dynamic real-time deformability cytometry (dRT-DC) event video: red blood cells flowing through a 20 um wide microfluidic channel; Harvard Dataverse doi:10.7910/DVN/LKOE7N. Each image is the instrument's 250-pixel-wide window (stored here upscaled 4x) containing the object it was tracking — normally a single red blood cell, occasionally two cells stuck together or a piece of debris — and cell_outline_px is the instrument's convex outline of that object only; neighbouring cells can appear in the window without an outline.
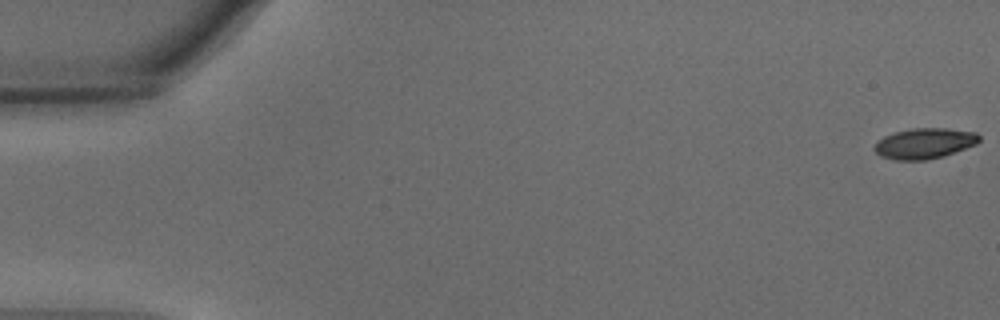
{"species": "common noctule bat (a hibernating species)", "species_latin": "Nyctalus noctula", "temperature_condition": "warm", "stored_images_in_passage": 49, "camera_frame_rate_fps": 3000, "um_per_image_px": 0.085, "animal": {"sex": "male", "body_mass_g": 15.6}, "frame": {"image": 1, "passage_image": 1, "time_ms": 0.0, "image_size_px": [1000, 320], "cell_outline_px": [[980, 140], [976, 144], [940, 156], [924, 160], [896, 160], [880, 156], [872, 148], [884, 136], [896, 132], [912, 128], [944, 128], [976, 132], [980, 136]], "centroid_in_image_um": [78.56, 12.18], "position_along_channel_um": 6.4, "area_um2": 18.32}}
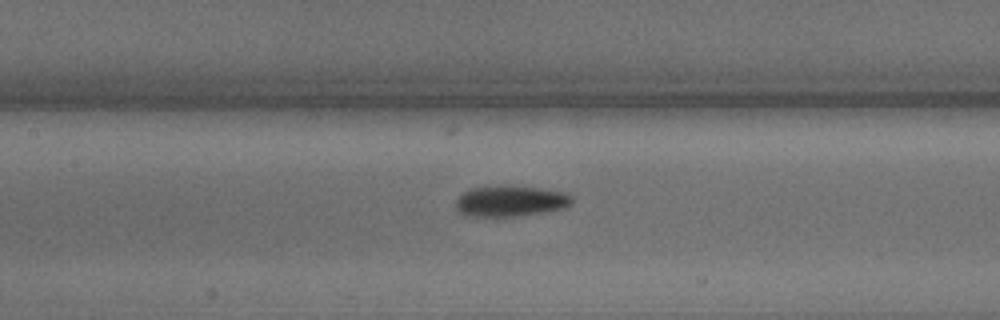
{"frame": {"image": 2, "passage_image": 26, "time_ms": 8.333, "image_size_px": [1000, 320], "cell_outline_px": [[572, 204], [564, 208], [544, 212], [516, 216], [468, 216], [460, 212], [456, 208], [456, 200], [464, 192], [472, 188], [540, 188], [568, 192], [572, 196]], "centroid_in_image_um": [43.45, 17.13], "position_along_channel_um": 163.9, "area_um2": 20.17}}
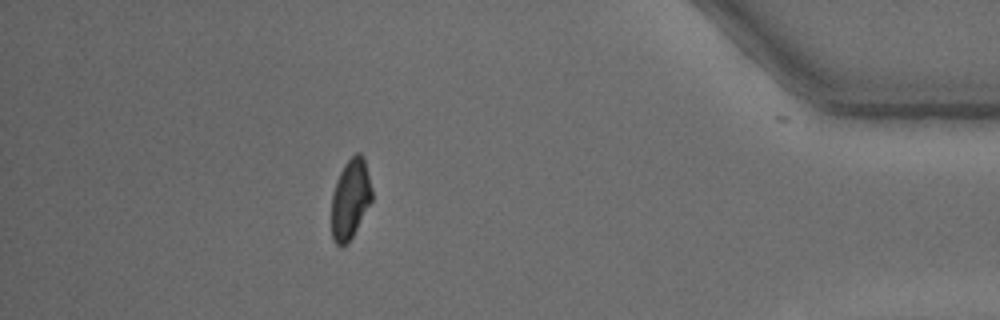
{"frame": {"image": 3, "passage_image": 49, "time_ms": 16.0, "image_size_px": [1000, 320], "cell_outline_px": [[372, 200], [348, 244], [344, 248], [340, 248], [332, 240], [332, 192], [336, 180], [344, 164], [356, 152], [360, 152], [364, 156], [372, 188]], "centroid_in_image_um": [29.77, 16.93], "position_along_channel_um": 405.4, "area_um2": 19.07}, "authors_computed_cell_mechanics": {"area_um2": 19.7098, "velocity_mm_per_s": 3.7397, "shape_relaxation_time_tau1_ms": 3.8544, "shape_relaxation_time_tau2_ms": 5.3005, "deformation_change_tau1": 0.1763, "deformation_change_tau2": 0.1082}}